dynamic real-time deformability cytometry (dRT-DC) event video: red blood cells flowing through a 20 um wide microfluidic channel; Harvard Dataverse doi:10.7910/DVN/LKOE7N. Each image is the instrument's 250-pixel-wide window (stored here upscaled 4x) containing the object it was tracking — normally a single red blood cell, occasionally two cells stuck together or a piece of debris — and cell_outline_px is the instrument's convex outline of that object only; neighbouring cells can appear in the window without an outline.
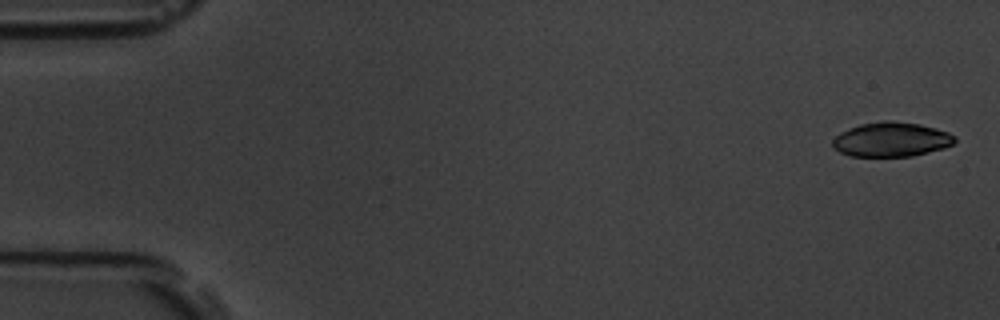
{"species": "common noctule bat (a hibernating species)", "species_latin": "Nyctalus noctula", "temperature_condition": "room temperature", "stored_images_in_passage": 6, "camera_frame_rate_fps": 3000, "um_per_image_px": 0.085, "animal": {"sex": "male", "body_mass_g": 19.5, "forearm_length_mm": 54.6}, "frame": {"image": 1, "passage_image": 1, "time_ms": 0.0, "image_size_px": [1000, 320], "cell_outline_px": [[956, 140], [952, 144], [944, 148], [912, 156], [848, 156], [832, 148], [832, 140], [840, 132], [860, 124], [884, 120], [892, 120], [920, 124], [936, 128], [948, 132], [956, 136]], "centroid_in_image_um": [75.75, 11.85], "position_along_channel_um": 9.3, "area_um2": 24.68}}
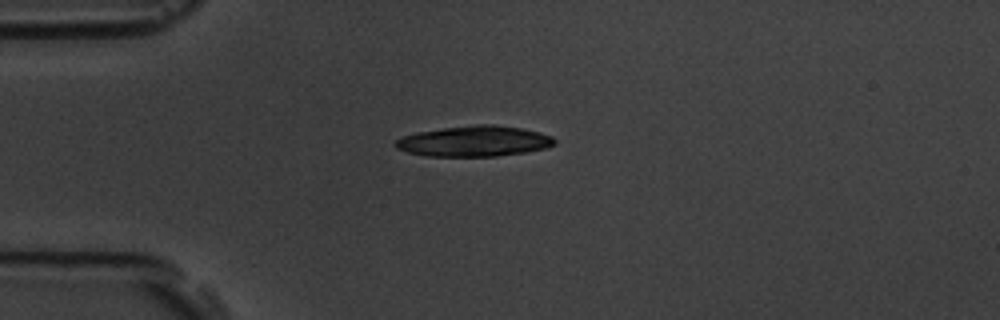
{"frame": {"image": 2, "passage_image": 5, "time_ms": 4.333, "image_size_px": [1000, 320], "cell_outline_px": [[556, 144], [548, 148], [524, 152], [496, 156], [428, 156], [408, 152], [396, 148], [392, 144], [400, 136], [416, 132], [444, 128], [476, 124], [492, 124], [520, 128], [540, 132], [552, 136], [556, 140]], "centroid_in_image_um": [40.3, 12.0], "position_along_channel_um": 44.7, "area_um2": 28.5}}